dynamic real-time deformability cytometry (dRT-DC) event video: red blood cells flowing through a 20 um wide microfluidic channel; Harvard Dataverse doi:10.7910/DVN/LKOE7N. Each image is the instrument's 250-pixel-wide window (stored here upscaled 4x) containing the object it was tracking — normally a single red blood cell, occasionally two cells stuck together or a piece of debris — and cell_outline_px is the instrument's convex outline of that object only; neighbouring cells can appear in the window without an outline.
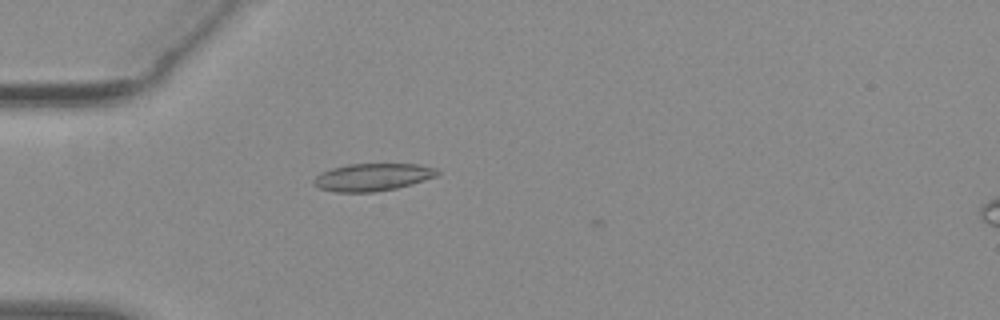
{"species": "common noctule bat (a hibernating species)", "species_latin": "Nyctalus noctula", "temperature_condition": "warm", "stored_images_in_passage": 7, "camera_frame_rate_fps": 3000, "um_per_image_px": 0.085, "animal": {"sex": "female", "body_mass_g": 29.2, "forearm_length_mm": 56.3}, "frame": {"image": 1, "passage_image": 6, "time_ms": 1.667, "image_size_px": [1000, 320], "cell_outline_px": [[440, 172], [436, 176], [412, 184], [396, 188], [372, 192], [336, 192], [320, 188], [312, 184], [312, 180], [320, 172], [332, 168], [348, 164], [416, 164], [436, 168]], "centroid_in_image_um": [31.64, 15.05], "position_along_channel_um": 53.4, "area_um2": 19.77}}